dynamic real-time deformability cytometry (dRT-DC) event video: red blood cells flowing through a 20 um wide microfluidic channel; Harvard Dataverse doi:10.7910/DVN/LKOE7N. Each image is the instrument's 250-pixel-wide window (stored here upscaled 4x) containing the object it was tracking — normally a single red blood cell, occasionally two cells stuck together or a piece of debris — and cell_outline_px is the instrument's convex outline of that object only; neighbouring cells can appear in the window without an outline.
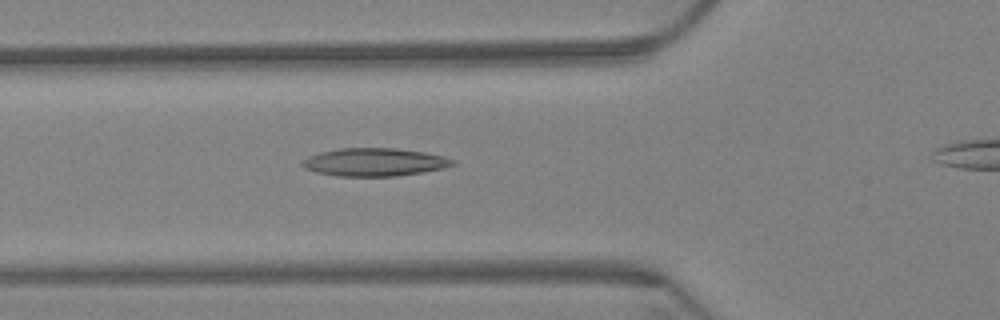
{"species": "Egyptian fruit bat (a non-hibernating species)", "species_latin": "Rousettus aegyptiacus", "temperature_condition": "warm", "stored_images_in_passage": 5, "camera_frame_rate_fps": 3000, "um_per_image_px": 0.085, "animal": {"sex": "female"}, "frame": {"image": 1, "passage_image": 5, "time_ms": 1.333, "image_size_px": [1000, 320], "cell_outline_px": [[456, 164], [444, 168], [396, 176], [336, 176], [316, 172], [304, 168], [300, 164], [300, 160], [308, 156], [320, 152], [340, 148], [396, 148], [424, 152], [444, 156], [456, 160]], "centroid_in_image_um": [31.81, 13.77], "position_along_channel_um": 94.0, "area_um2": 24.68}}